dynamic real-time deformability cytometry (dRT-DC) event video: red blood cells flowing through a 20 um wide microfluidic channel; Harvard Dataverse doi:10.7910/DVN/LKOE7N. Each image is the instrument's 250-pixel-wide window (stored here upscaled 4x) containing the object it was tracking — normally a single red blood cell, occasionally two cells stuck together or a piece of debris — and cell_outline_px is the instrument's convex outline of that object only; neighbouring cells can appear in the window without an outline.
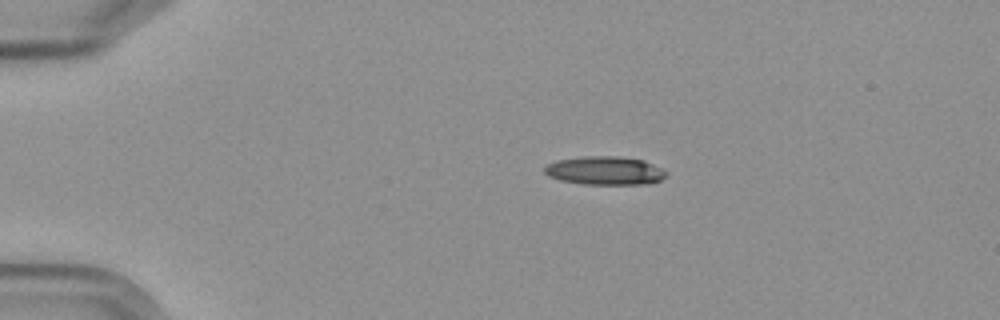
{"species": "Egyptian fruit bat (a non-hibernating species)", "species_latin": "Rousettus aegyptiacus", "temperature_condition": "cold", "stored_images_in_passage": 6, "camera_frame_rate_fps": 3000, "um_per_image_px": 0.085, "frame": {"image": 1, "passage_image": 3, "time_ms": 2.333, "image_size_px": [1000, 320], "cell_outline_px": [[668, 176], [660, 180], [648, 184], [584, 184], [560, 180], [548, 176], [544, 172], [544, 168], [548, 164], [556, 160], [584, 156], [620, 156], [644, 160], [668, 172]], "centroid_in_image_um": [51.43, 14.5], "position_along_channel_um": 33.6, "area_um2": 20.29}}
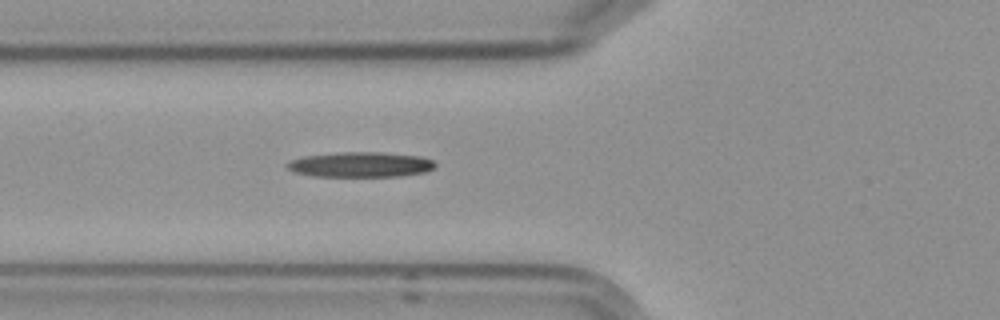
{"frame": {"image": 2, "passage_image": 6, "time_ms": 5.667, "image_size_px": [1000, 320], "cell_outline_px": [[436, 164], [432, 168], [424, 172], [400, 176], [312, 176], [292, 172], [284, 164], [292, 160], [304, 156], [336, 152], [380, 152], [420, 156], [432, 160]], "centroid_in_image_um": [30.6, 13.98], "position_along_channel_um": 95.2, "area_um2": 21.68}}